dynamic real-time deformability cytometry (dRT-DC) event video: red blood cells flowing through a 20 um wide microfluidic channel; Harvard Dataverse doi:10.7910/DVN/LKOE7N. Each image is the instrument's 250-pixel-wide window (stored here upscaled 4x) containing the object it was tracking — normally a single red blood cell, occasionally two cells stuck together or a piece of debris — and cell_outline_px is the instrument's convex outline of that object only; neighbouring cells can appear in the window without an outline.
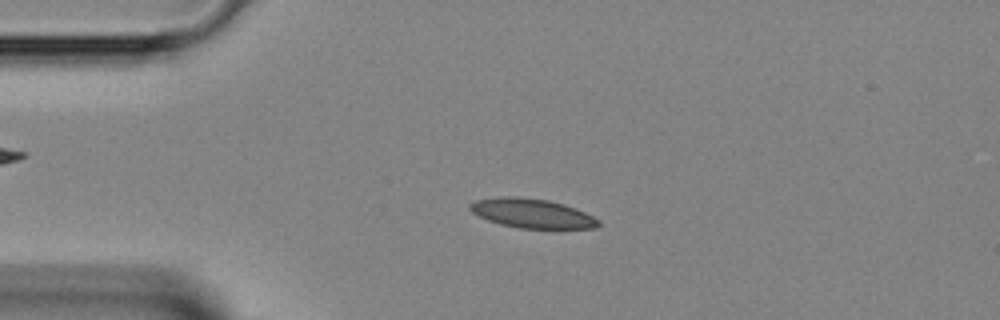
{"species": "Egyptian fruit bat (a non-hibernating species)", "species_latin": "Rousettus aegyptiacus", "temperature_condition": "room temperature", "stored_images_in_passage": 37, "camera_frame_rate_fps": 3000, "um_per_image_px": 0.085, "animal": {"sex": "female"}, "frame": {"image": 1, "passage_image": 4, "time_ms": 1.0, "image_size_px": [1000, 320], "cell_outline_px": [[600, 224], [596, 228], [520, 228], [500, 224], [488, 220], [472, 212], [468, 208], [468, 204], [476, 200], [500, 196], [520, 196], [548, 200], [564, 204], [576, 208], [600, 220]], "centroid_in_image_um": [45.2, 18.12], "position_along_channel_um": 39.8, "area_um2": 21.96}}
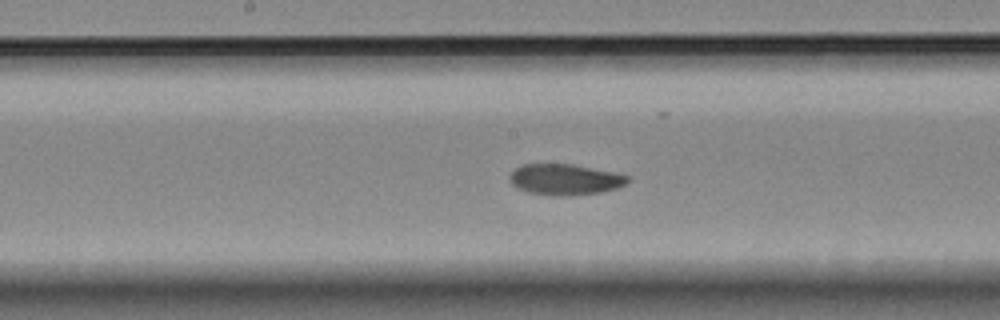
{"frame": {"image": 2, "passage_image": 16, "time_ms": 5.0, "image_size_px": [1000, 320], "cell_outline_px": [[632, 180], [628, 184], [616, 188], [600, 192], [572, 196], [552, 196], [528, 192], [516, 188], [512, 184], [508, 176], [516, 168], [524, 164], [572, 164], [616, 172], [628, 176]], "centroid_in_image_um": [48.05, 15.26], "position_along_channel_um": 200.1, "area_um2": 21.56}}
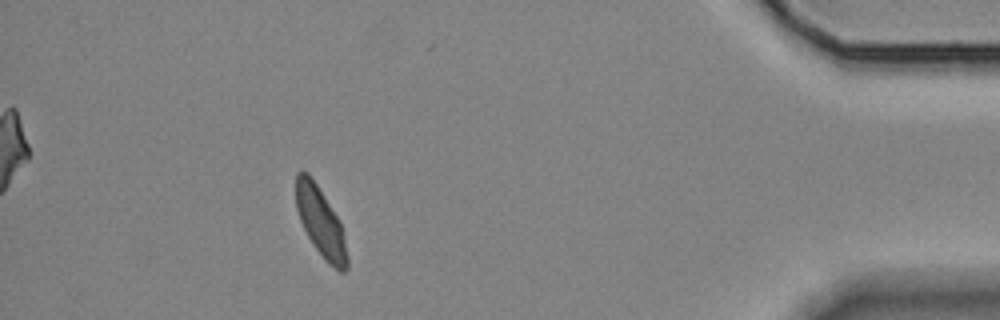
{"frame": {"image": 3, "passage_image": 33, "time_ms": 10.667, "image_size_px": [1000, 320], "cell_outline_px": [[348, 268], [344, 272], [340, 272], [328, 264], [312, 244], [300, 220], [296, 208], [296, 172], [308, 172], [316, 184], [336, 216], [340, 224], [344, 236], [348, 256]], "centroid_in_image_um": [27.25, 18.93], "position_along_channel_um": 407.9, "area_um2": 20.35}}